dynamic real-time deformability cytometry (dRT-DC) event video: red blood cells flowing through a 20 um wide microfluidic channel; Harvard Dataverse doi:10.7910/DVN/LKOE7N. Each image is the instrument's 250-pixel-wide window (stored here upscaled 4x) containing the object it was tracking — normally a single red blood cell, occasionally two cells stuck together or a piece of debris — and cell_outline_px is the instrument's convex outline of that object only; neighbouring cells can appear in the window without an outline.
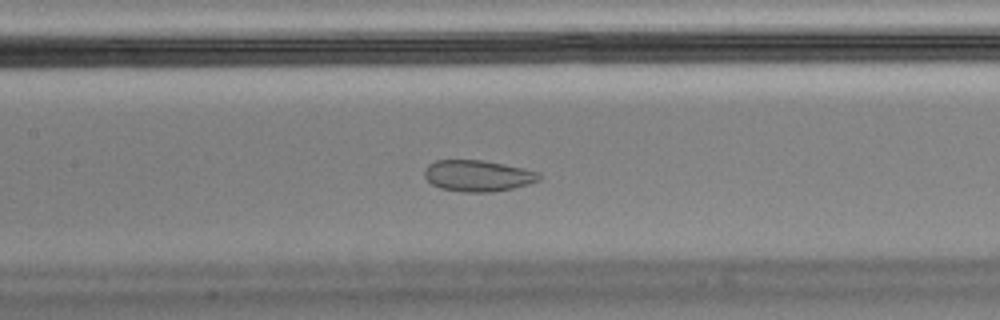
{"species": "Egyptian fruit bat (a non-hibernating species)", "species_latin": "Rousettus aegyptiacus", "temperature_condition": "cold", "stored_images_in_passage": 39, "camera_frame_rate_fps": 3000, "um_per_image_px": 0.085, "animal": {"sex": "male"}, "frame": {"image": 1, "passage_image": 12, "time_ms": 3.667, "image_size_px": [1000, 320], "cell_outline_px": [[540, 180], [528, 184], [512, 188], [492, 192], [464, 192], [440, 188], [432, 184], [424, 176], [424, 168], [428, 164], [436, 160], [480, 160], [504, 164], [540, 172]], "centroid_in_image_um": [40.59, 14.94], "position_along_channel_um": 166.8, "area_um2": 20.87}}
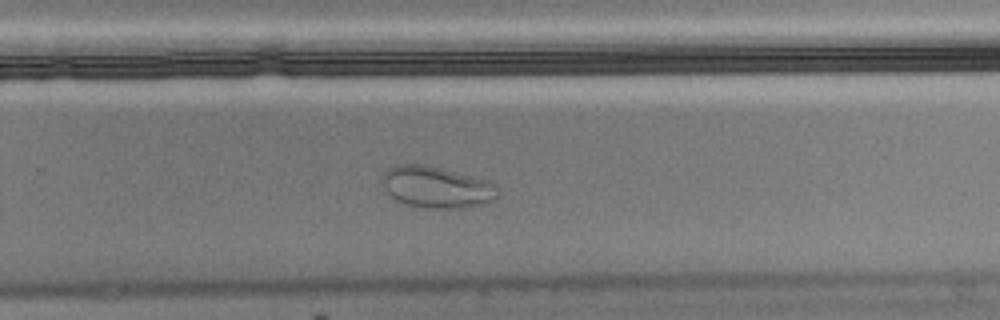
{"frame": {"image": 2, "passage_image": 23, "time_ms": 7.333, "image_size_px": [1000, 320], "cell_outline_px": [[496, 196], [492, 200], [484, 204], [460, 208], [424, 208], [408, 204], [396, 200], [384, 188], [380, 176], [388, 168], [396, 164], [420, 164], [440, 168], [484, 180], [496, 184]], "centroid_in_image_um": [37.04, 15.91], "position_along_channel_um": 292.8, "area_um2": 27.57}}